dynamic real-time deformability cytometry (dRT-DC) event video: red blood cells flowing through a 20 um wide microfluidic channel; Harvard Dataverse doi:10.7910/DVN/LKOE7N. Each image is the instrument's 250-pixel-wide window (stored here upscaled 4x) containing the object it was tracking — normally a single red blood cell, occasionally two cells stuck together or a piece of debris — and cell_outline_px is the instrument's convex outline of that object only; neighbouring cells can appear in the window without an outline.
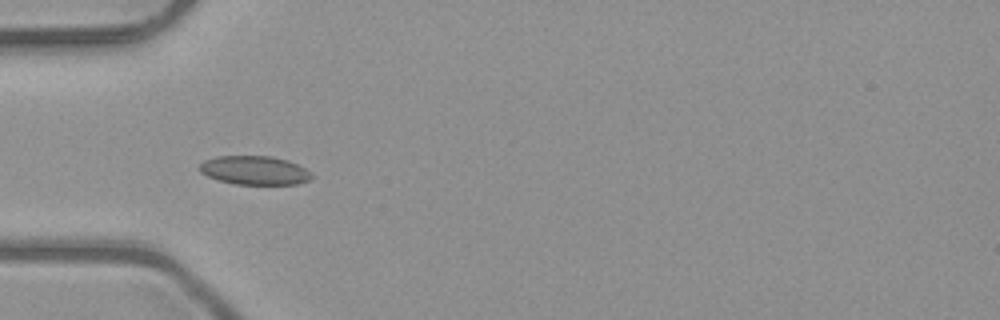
{"species": "common noctule bat (a hibernating species)", "species_latin": "Nyctalus noctula", "temperature_condition": "room temperature", "stored_images_in_passage": 6, "camera_frame_rate_fps": 3000, "um_per_image_px": 0.085, "animal": {"sex": "male", "body_mass_g": 23.1, "forearm_length_mm": 52.7}, "frame": {"image": 1, "passage_image": 4, "time_ms": 1.0, "image_size_px": [1000, 320], "cell_outline_px": [[312, 180], [296, 184], [236, 184], [220, 180], [208, 176], [200, 172], [200, 164], [204, 160], [216, 156], [272, 156], [288, 160], [312, 172]], "centroid_in_image_um": [21.66, 14.47], "position_along_channel_um": 63.3, "area_um2": 18.79}}
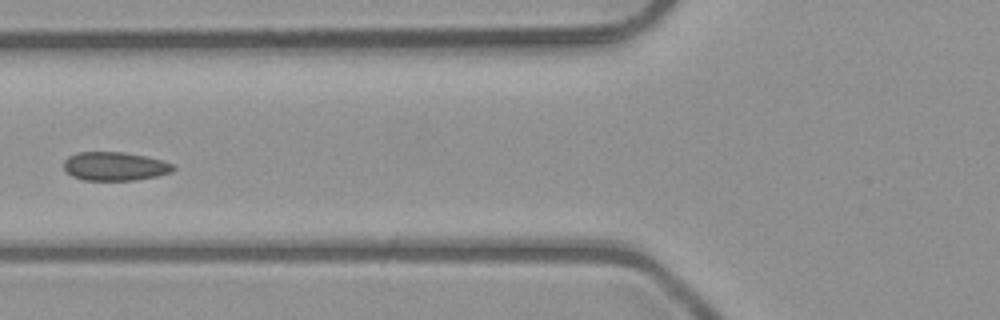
{"frame": {"image": 2, "passage_image": 5, "time_ms": 1.333, "image_size_px": [1000, 320], "cell_outline_px": [[176, 168], [172, 172], [160, 176], [136, 180], [84, 180], [72, 176], [64, 168], [64, 160], [68, 156], [76, 152], [124, 152], [164, 160], [176, 164]], "centroid_in_image_um": [9.82, 14.13], "position_along_channel_um": 116.0, "area_um2": 18.55}}
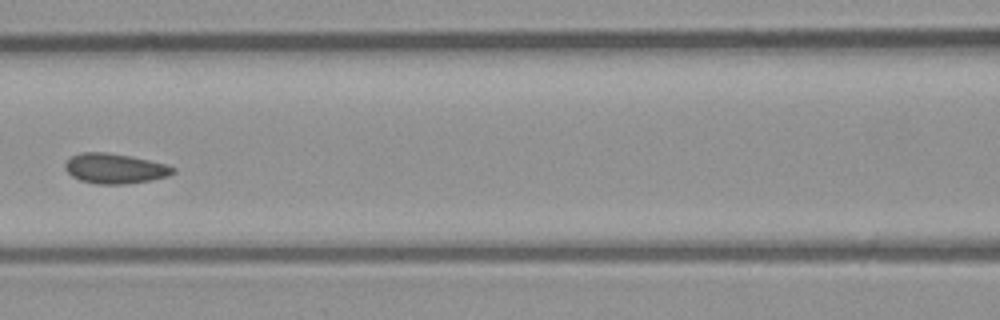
{"frame": {"image": 3, "passage_image": 6, "time_ms": 1.667, "image_size_px": [1000, 320], "cell_outline_px": [[176, 172], [168, 176], [148, 180], [124, 184], [96, 184], [80, 180], [72, 176], [64, 168], [64, 164], [72, 156], [80, 152], [108, 152], [132, 156], [164, 164], [176, 168]], "centroid_in_image_um": [9.75, 14.31], "position_along_channel_um": 156.9, "area_um2": 18.84}}